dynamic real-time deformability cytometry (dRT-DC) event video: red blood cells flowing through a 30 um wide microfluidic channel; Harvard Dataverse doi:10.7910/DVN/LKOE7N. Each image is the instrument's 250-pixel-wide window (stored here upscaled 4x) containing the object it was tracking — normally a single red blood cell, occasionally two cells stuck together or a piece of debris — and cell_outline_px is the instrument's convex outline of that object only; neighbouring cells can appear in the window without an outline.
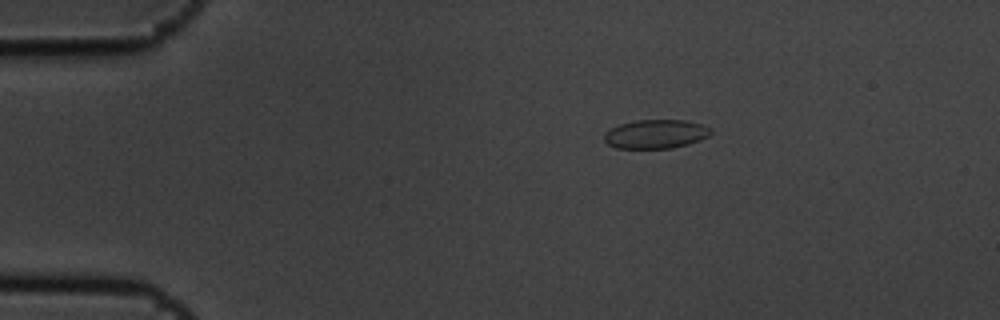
{"species": "common noctule bat (a hibernating species)", "species_latin": "Nyctalus noctula", "temperature_condition": "cold", "stored_images_in_passage": 5, "camera_frame_rate_fps": 3000, "um_per_image_px": 0.085, "animal": {"sex": "male", "body_mass_g": 19.5, "forearm_length_mm": 54.6}, "frame": {"image": 1, "passage_image": 5, "time_ms": 1.333, "image_size_px": [1000, 320], "cell_outline_px": [[712, 132], [708, 136], [700, 140], [688, 144], [672, 148], [616, 148], [608, 144], [604, 140], [604, 132], [620, 124], [636, 120], [684, 120], [700, 124], [712, 128]], "centroid_in_image_um": [55.74, 11.39], "position_along_channel_um": 29.3, "area_um2": 17.92}}